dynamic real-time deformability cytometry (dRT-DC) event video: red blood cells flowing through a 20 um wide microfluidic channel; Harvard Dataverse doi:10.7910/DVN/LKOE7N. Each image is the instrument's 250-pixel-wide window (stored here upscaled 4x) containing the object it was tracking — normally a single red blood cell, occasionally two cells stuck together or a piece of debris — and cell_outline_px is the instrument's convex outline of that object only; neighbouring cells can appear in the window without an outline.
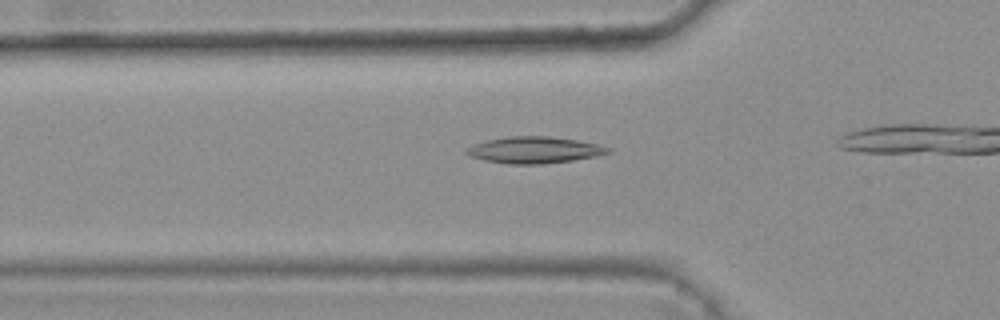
{"species": "common noctule bat (a hibernating species)", "species_latin": "Nyctalus noctula", "temperature_condition": "warm", "stored_images_in_passage": 10, "camera_frame_rate_fps": 3000, "um_per_image_px": 0.085, "animal": {"sex": "female", "body_mass_g": 25.1}, "frame": {"image": 1, "passage_image": 5, "time_ms": 1.333, "image_size_px": [1000, 320], "cell_outline_px": [[612, 152], [596, 156], [572, 160], [540, 164], [508, 164], [484, 160], [472, 156], [464, 152], [464, 148], [472, 144], [488, 140], [508, 136], [548, 136], [576, 140], [596, 144], [612, 148]], "centroid_in_image_um": [45.4, 12.74], "position_along_channel_um": 80.4, "area_um2": 21.85}}
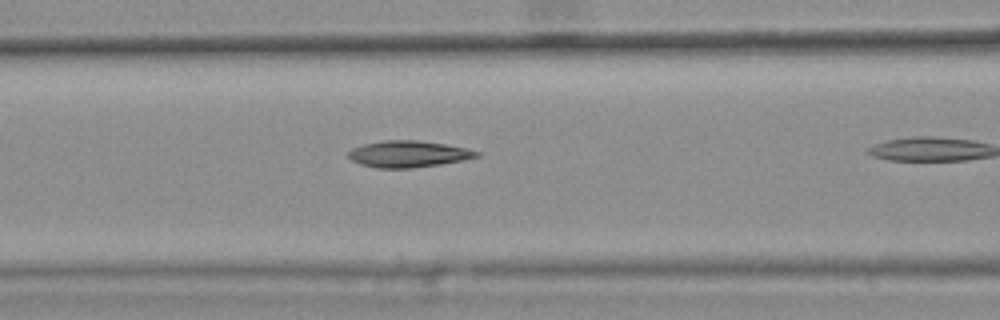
{"frame": {"image": 2, "passage_image": 9, "time_ms": 2.667, "image_size_px": [1000, 320], "cell_outline_px": [[480, 156], [440, 164], [412, 168], [376, 168], [360, 164], [352, 160], [348, 156], [348, 152], [352, 148], [364, 144], [380, 140], [420, 140], [468, 148], [480, 152]], "centroid_in_image_um": [34.69, 13.08], "position_along_channel_um": 131.9, "area_um2": 19.83}}